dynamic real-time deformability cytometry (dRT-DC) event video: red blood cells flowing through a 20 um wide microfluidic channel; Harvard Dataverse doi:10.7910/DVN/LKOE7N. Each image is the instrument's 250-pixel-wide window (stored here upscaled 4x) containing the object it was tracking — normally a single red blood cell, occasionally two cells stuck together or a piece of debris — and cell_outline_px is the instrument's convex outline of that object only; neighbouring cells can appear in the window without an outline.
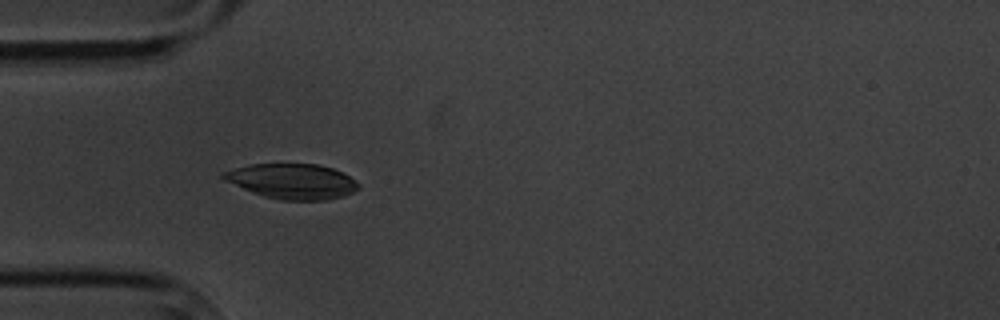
{"species": "common noctule bat (a hibernating species)", "species_latin": "Nyctalus noctula", "temperature_condition": "cold", "stored_images_in_passage": 7, "camera_frame_rate_fps": 3000, "um_per_image_px": 0.085, "animal": {"sex": "male", "body_mass_g": 20.1, "forearm_length_mm": 53.5}, "frame": {"image": 1, "passage_image": 5, "time_ms": 4.333, "image_size_px": [1000, 320], "cell_outline_px": [[360, 188], [344, 196], [328, 200], [280, 200], [264, 196], [252, 192], [224, 180], [220, 176], [220, 172], [248, 164], [320, 164], [344, 172], [360, 184]], "centroid_in_image_um": [24.84, 15.4], "position_along_channel_um": 60.2, "area_um2": 27.92}}
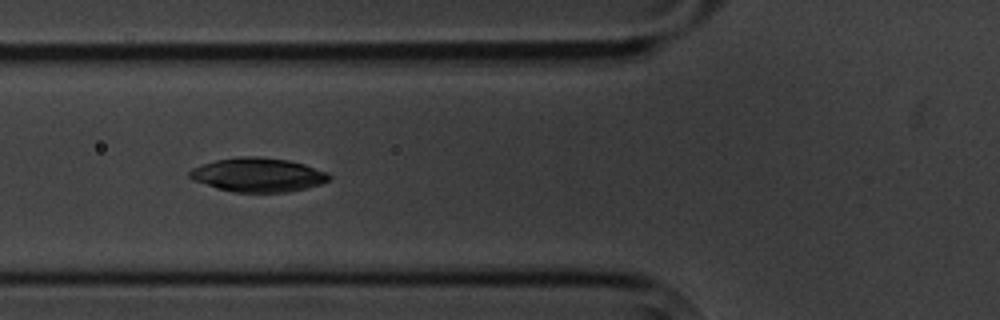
{"frame": {"image": 2, "passage_image": 6, "time_ms": 5.667, "image_size_px": [1000, 320], "cell_outline_px": [[332, 176], [328, 180], [320, 184], [288, 192], [236, 192], [216, 188], [192, 180], [188, 176], [188, 172], [192, 168], [216, 160], [244, 156], [260, 156], [288, 160], [304, 164], [328, 172]], "centroid_in_image_um": [21.92, 14.86], "position_along_channel_um": 103.9, "area_um2": 27.57}}
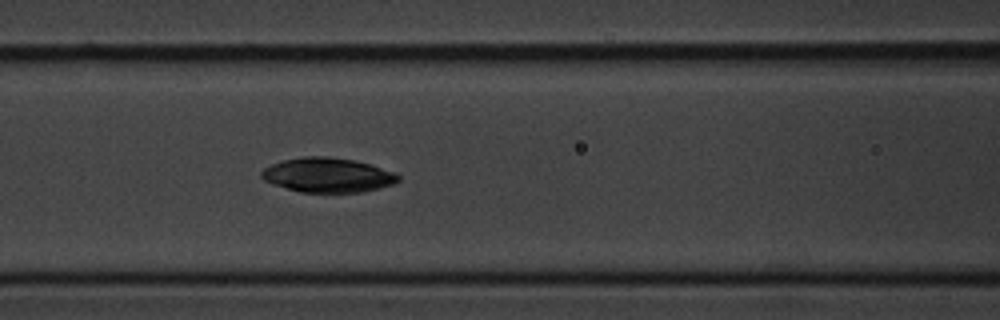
{"frame": {"image": 3, "passage_image": 7, "time_ms": 6.667, "image_size_px": [1000, 320], "cell_outline_px": [[400, 180], [396, 184], [380, 188], [360, 192], [300, 192], [272, 184], [264, 180], [260, 176], [260, 172], [264, 168], [272, 164], [284, 160], [304, 156], [328, 156], [352, 160], [368, 164], [392, 172], [400, 176]], "centroid_in_image_um": [27.83, 14.89], "position_along_channel_um": 138.8, "area_um2": 27.4}}